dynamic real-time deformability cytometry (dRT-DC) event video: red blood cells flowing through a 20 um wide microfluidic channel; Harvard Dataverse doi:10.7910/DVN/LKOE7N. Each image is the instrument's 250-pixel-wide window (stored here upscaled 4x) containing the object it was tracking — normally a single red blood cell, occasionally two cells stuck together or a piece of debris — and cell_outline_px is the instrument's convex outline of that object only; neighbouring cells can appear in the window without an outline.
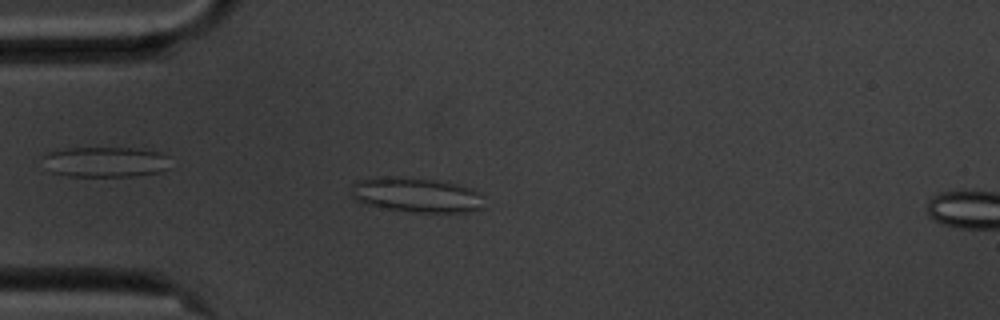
{"species": "common noctule bat (a hibernating species)", "species_latin": "Nyctalus noctula", "temperature_condition": "cold", "stored_images_in_passage": 55, "camera_frame_rate_fps": 3000, "um_per_image_px": 0.085, "animal": {"sex": "male", "body_mass_g": 20.1, "forearm_length_mm": 53.5}, "frame": {"image": 1, "passage_image": 14, "time_ms": 4.333, "image_size_px": [1000, 320], "cell_outline_px": [[484, 208], [464, 212], [412, 212], [364, 204], [356, 200], [352, 196], [352, 184], [356, 180], [376, 176], [396, 176], [436, 180], [468, 188], [484, 196]], "centroid_in_image_um": [35.35, 16.56], "position_along_channel_um": 49.6, "area_um2": 26.93}}
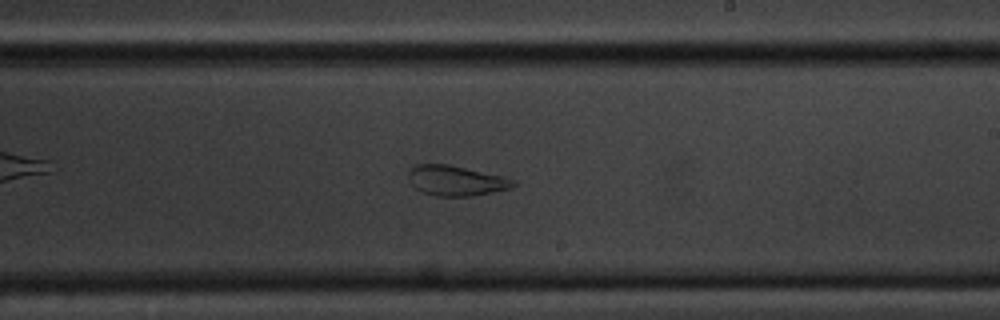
{"frame": {"image": 2, "passage_image": 32, "time_ms": 10.333, "image_size_px": [1000, 320], "cell_outline_px": [[520, 184], [508, 188], [472, 196], [436, 196], [420, 192], [408, 180], [408, 172], [416, 164], [448, 164], [504, 176], [516, 180]], "centroid_in_image_um": [38.76, 15.35], "position_along_channel_um": 250.2, "area_um2": 18.5}}
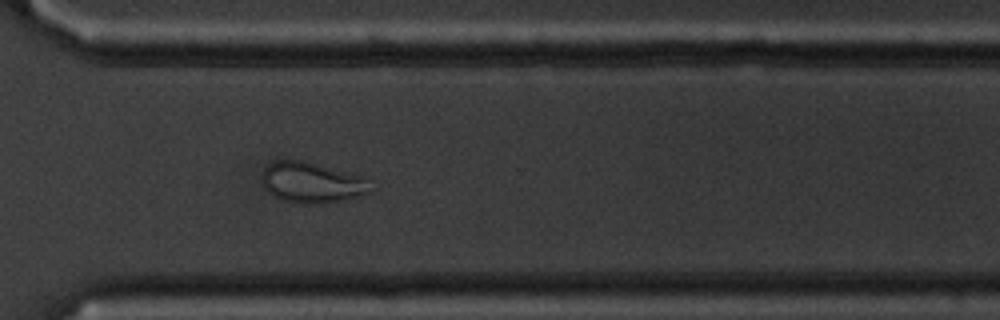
{"frame": {"image": 3, "passage_image": 40, "time_ms": 13.0, "image_size_px": [1000, 320], "cell_outline_px": [[376, 188], [372, 192], [324, 204], [300, 204], [280, 200], [272, 196], [264, 188], [264, 168], [272, 160], [304, 160], [360, 176], [368, 180]], "centroid_in_image_um": [26.51, 15.53], "position_along_channel_um": 344.1, "area_um2": 25.89}, "authors_computed_cell_mechanics": {"area_um2": 26.877, "velocity_mm_per_s": 3.5313, "shape_relaxation_time_tau1_ms": null, "shape_relaxation_time_tau2_ms": 1.3192, "deformation_change_tau1": null, "deformation_change_tau2": 0.0843}}